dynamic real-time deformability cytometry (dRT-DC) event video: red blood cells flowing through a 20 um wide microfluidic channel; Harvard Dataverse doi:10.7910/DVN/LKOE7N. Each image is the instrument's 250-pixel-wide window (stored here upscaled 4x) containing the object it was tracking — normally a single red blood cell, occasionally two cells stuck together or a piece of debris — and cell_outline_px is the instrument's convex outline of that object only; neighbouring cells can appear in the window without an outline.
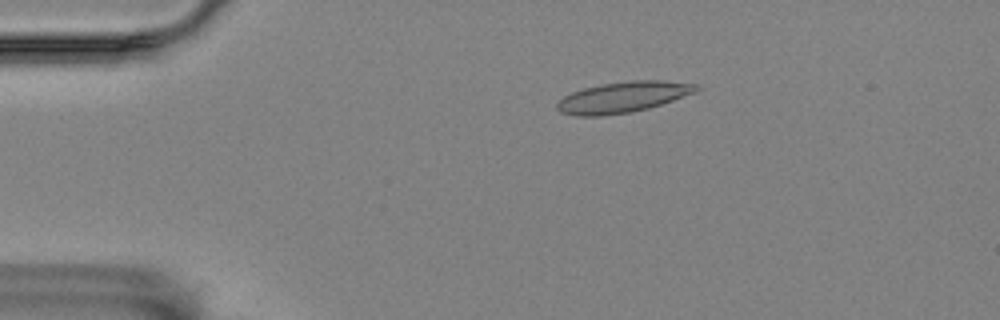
{"species": "Egyptian fruit bat (a non-hibernating species)", "species_latin": "Rousettus aegyptiacus", "temperature_condition": "room temperature", "stored_images_in_passage": 10, "camera_frame_rate_fps": 3000, "um_per_image_px": 0.085, "animal": {"sex": "female"}, "frame": {"image": 1, "passage_image": 3, "time_ms": 0.667, "image_size_px": [1000, 320], "cell_outline_px": [[700, 88], [696, 92], [648, 108], [632, 112], [600, 116], [576, 116], [560, 112], [556, 108], [556, 104], [564, 96], [572, 92], [584, 88], [600, 84], [632, 80], [660, 80], [696, 84]], "centroid_in_image_um": [52.92, 8.26], "position_along_channel_um": 32.1, "area_um2": 24.91}}
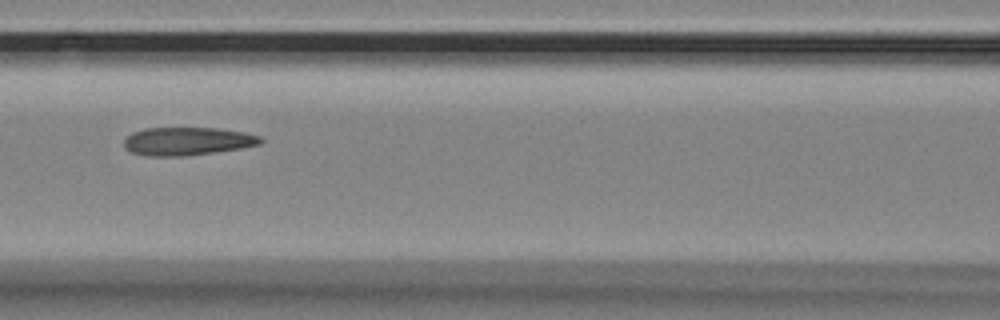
{"frame": {"image": 2, "passage_image": 7, "time_ms": 2.0, "image_size_px": [1000, 320], "cell_outline_px": [[264, 140], [260, 144], [240, 148], [184, 156], [144, 156], [132, 152], [124, 148], [124, 140], [132, 132], [144, 128], [216, 128], [244, 132], [260, 136]], "centroid_in_image_um": [15.89, 12.0], "position_along_channel_um": 150.7, "area_um2": 22.31}}
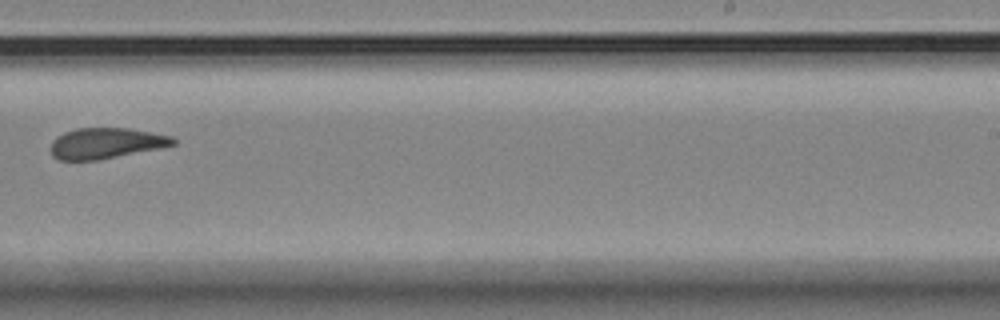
{"frame": {"image": 3, "passage_image": 10, "time_ms": 3.0, "image_size_px": [1000, 320], "cell_outline_px": [[176, 144], [160, 148], [100, 160], [60, 160], [52, 156], [52, 140], [56, 136], [64, 132], [76, 128], [128, 128], [172, 136], [176, 140]], "centroid_in_image_um": [9.0, 12.17], "position_along_channel_um": 280.0, "area_um2": 21.96}}